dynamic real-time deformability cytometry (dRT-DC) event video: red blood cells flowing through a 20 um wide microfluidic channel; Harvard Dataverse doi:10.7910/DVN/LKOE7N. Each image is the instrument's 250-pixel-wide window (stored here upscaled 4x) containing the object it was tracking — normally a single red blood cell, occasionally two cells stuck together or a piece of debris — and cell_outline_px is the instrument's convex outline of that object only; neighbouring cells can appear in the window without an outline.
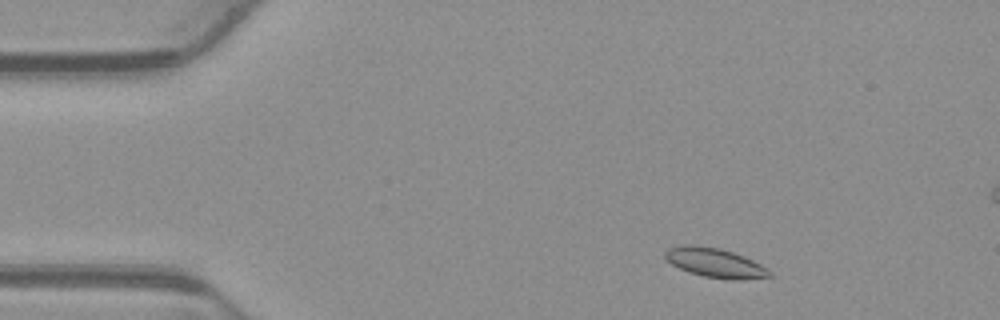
{"species": "common noctule bat (a hibernating species)", "species_latin": "Nyctalus noctula", "temperature_condition": "warm", "stored_images_in_passage": 50, "camera_frame_rate_fps": 3000, "um_per_image_px": 0.085, "animal": {"sex": "male", "body_mass_g": 23.1, "forearm_length_mm": 52.7}, "frame": {"image": 1, "passage_image": 4, "time_ms": 1.0, "image_size_px": [1000, 320], "cell_outline_px": [[772, 276], [740, 280], [732, 280], [704, 276], [688, 272], [672, 264], [664, 256], [664, 252], [668, 248], [680, 244], [692, 244], [720, 248], [744, 256], [768, 268], [772, 272]], "centroid_in_image_um": [60.77, 22.33], "position_along_channel_um": 24.2, "area_um2": 17.98}}
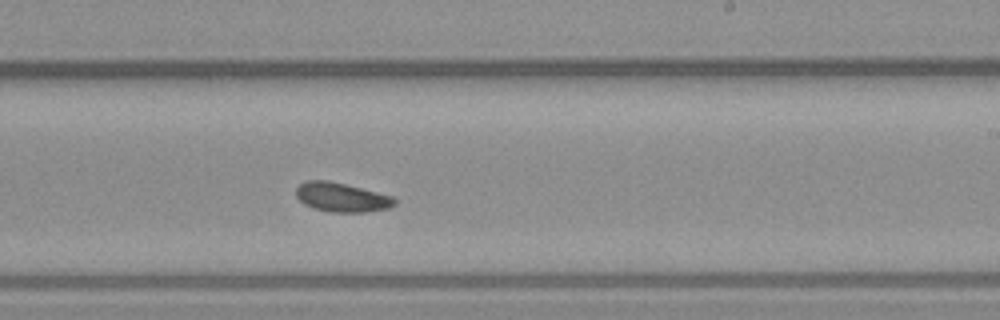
{"frame": {"image": 2, "passage_image": 28, "time_ms": 9.0, "image_size_px": [1000, 320], "cell_outline_px": [[396, 204], [388, 208], [364, 212], [328, 212], [312, 208], [304, 204], [296, 196], [296, 188], [300, 184], [308, 180], [328, 180], [392, 196], [396, 200]], "centroid_in_image_um": [29.01, 16.78], "position_along_channel_um": 260.0, "area_um2": 16.65}}
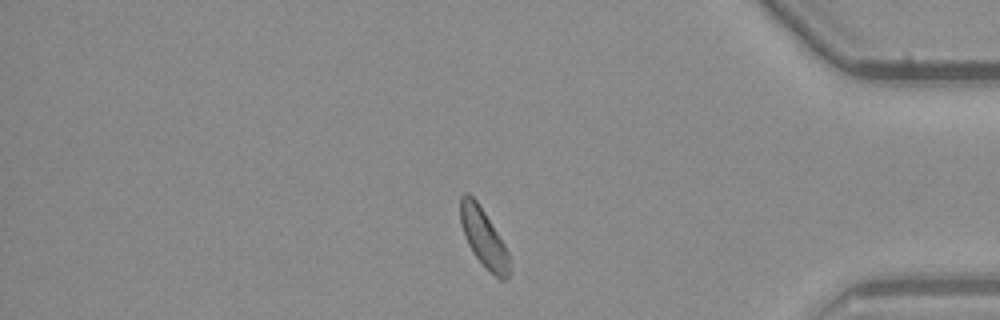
{"frame": {"image": 3, "passage_image": 41, "time_ms": 13.333, "image_size_px": [1000, 320], "cell_outline_px": [[508, 276], [504, 280], [500, 280], [476, 256], [468, 244], [464, 236], [460, 220], [460, 196], [464, 192], [468, 192], [476, 200], [484, 212], [504, 244], [508, 252]], "centroid_in_image_um": [41.06, 20.14], "position_along_channel_um": 394.1, "area_um2": 16.07}, "authors_computed_cell_mechanics": {"area_um2": 16.7331, "velocity_mm_per_s": 3.8299, "shape_relaxation_time_tau1_ms": 3.3074, "shape_relaxation_time_tau2_ms": 6.7064, "deformation_change_tau1": 0.0903, "deformation_change_tau2": 0.1143}}